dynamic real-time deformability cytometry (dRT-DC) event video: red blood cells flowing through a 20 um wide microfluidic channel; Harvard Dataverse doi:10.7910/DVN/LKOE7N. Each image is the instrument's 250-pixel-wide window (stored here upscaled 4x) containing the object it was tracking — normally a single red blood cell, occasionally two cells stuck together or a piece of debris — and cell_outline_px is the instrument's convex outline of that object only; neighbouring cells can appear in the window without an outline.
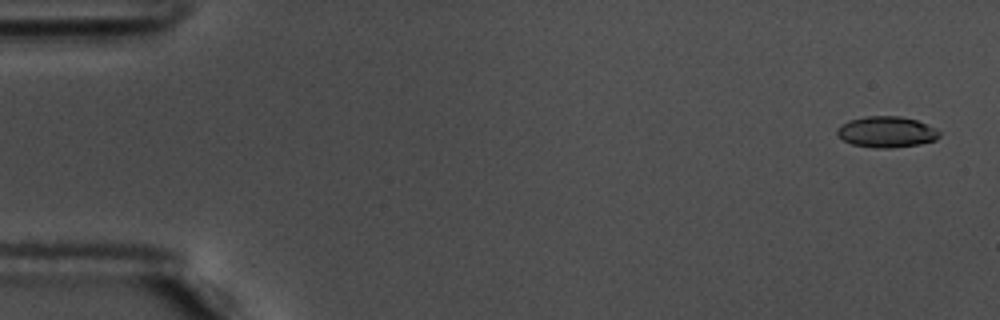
{"species": "common noctule bat (a hibernating species)", "species_latin": "Nyctalus noctula", "temperature_condition": "warm", "stored_images_in_passage": 57, "camera_frame_rate_fps": 3000, "um_per_image_px": 0.085, "animal": {"sex": "male", "body_mass_g": 17.5, "forearm_length_mm": 52.3}, "frame": {"image": 1, "passage_image": 3, "time_ms": 0.667, "image_size_px": [1000, 320], "cell_outline_px": [[940, 136], [936, 140], [920, 144], [892, 148], [872, 148], [852, 144], [844, 140], [836, 132], [836, 128], [840, 124], [848, 120], [868, 116], [900, 116], [916, 120], [936, 128], [940, 132]], "centroid_in_image_um": [75.35, 11.21], "position_along_channel_um": 9.6, "area_um2": 18.61}}
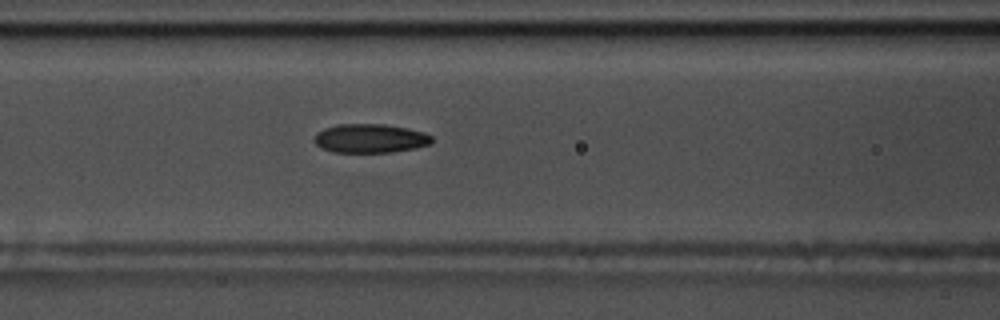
{"frame": {"image": 2, "passage_image": 25, "time_ms": 8.0, "image_size_px": [1000, 320], "cell_outline_px": [[432, 144], [416, 148], [392, 152], [332, 152], [320, 148], [312, 140], [316, 132], [324, 128], [336, 124], [384, 124], [408, 128], [424, 132], [432, 136]], "centroid_in_image_um": [31.44, 11.76], "position_along_channel_um": 135.2, "area_um2": 20.11}}
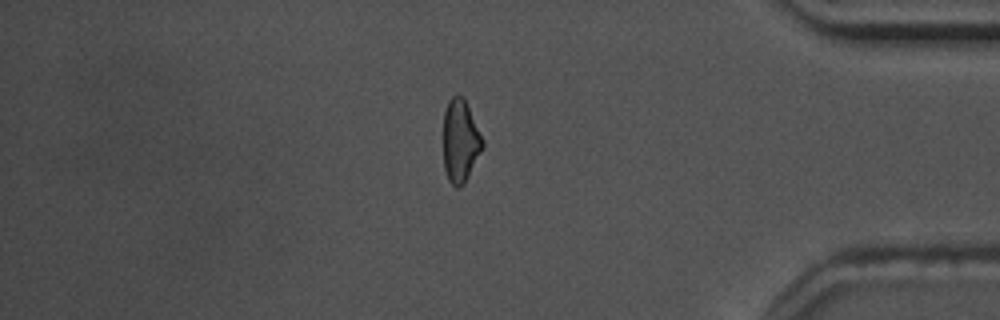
{"frame": {"image": 3, "passage_image": 49, "time_ms": 16.0, "image_size_px": [1000, 320], "cell_outline_px": [[484, 144], [464, 184], [460, 188], [456, 188], [448, 180], [444, 168], [444, 112], [448, 100], [452, 96], [464, 96], [484, 140]], "centroid_in_image_um": [39.13, 11.97], "position_along_channel_um": 396.1, "area_um2": 18.9}, "authors_computed_cell_mechanics": {"area_um2": 19.2474, "velocity_mm_per_s": 3.6341, "shape_relaxation_time_tau1_ms": 4.5163, "shape_relaxation_time_tau2_ms": 3.3981, "deformation_change_tau1": 0.1477, "deformation_change_tau2": 0.1025}}